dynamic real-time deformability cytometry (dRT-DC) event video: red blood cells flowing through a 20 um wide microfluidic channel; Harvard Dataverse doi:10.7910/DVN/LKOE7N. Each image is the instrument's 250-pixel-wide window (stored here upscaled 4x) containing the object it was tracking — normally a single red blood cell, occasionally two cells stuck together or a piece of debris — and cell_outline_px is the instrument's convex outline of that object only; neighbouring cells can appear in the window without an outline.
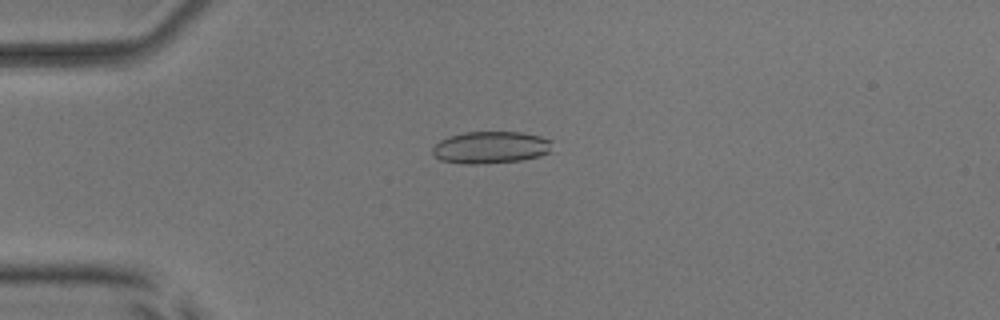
{"species": "common noctule bat (a hibernating species)", "species_latin": "Nyctalus noctula", "temperature_condition": "room temperature", "stored_images_in_passage": 54, "camera_frame_rate_fps": 3000, "um_per_image_px": 0.085, "animal": {"sex": "male", "body_mass_g": 17.9, "forearm_length_mm": 54.2}, "frame": {"image": 1, "passage_image": 14, "time_ms": 4.333, "image_size_px": [1000, 320], "cell_outline_px": [[552, 152], [540, 156], [520, 160], [476, 164], [464, 164], [440, 160], [432, 156], [432, 148], [440, 140], [448, 136], [464, 132], [520, 132], [540, 136], [552, 140]], "centroid_in_image_um": [41.71, 12.53], "position_along_channel_um": 43.3, "area_um2": 22.6}}
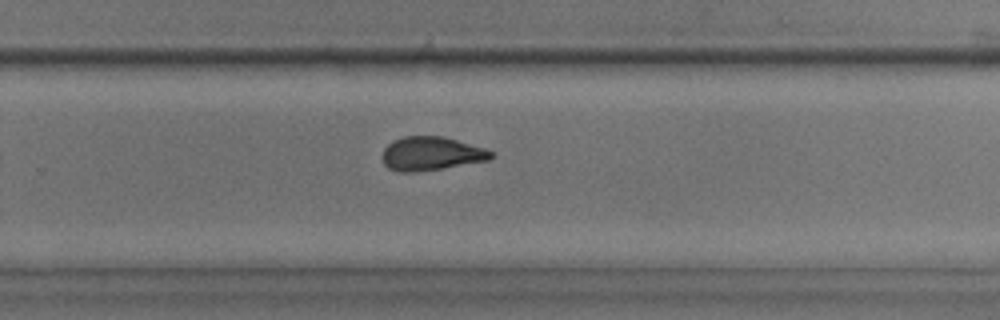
{"frame": {"image": 2, "passage_image": 36, "time_ms": 11.667, "image_size_px": [1000, 320], "cell_outline_px": [[496, 156], [488, 160], [444, 168], [416, 172], [400, 172], [388, 168], [384, 164], [380, 156], [384, 148], [392, 140], [404, 136], [444, 136], [484, 148], [496, 152]], "centroid_in_image_um": [36.64, 13.06], "position_along_channel_um": 293.2, "area_um2": 21.68}}
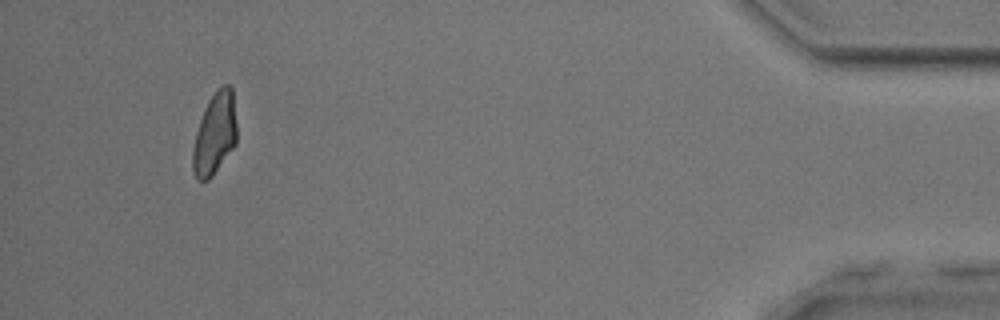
{"frame": {"image": 3, "passage_image": 51, "time_ms": 16.667, "image_size_px": [1000, 320], "cell_outline_px": [[236, 144], [212, 176], [208, 180], [196, 180], [192, 168], [192, 148], [196, 132], [204, 108], [208, 100], [216, 88], [224, 84], [228, 84], [232, 88], [236, 124]], "centroid_in_image_um": [18.24, 11.36], "position_along_channel_um": 417.0, "area_um2": 21.15}, "authors_computed_cell_mechanics": {"area_um2": 22.3686, "velocity_mm_per_s": 3.8083, "shape_relaxation_time_tau1_ms": 7.3293, "shape_relaxation_time_tau2_ms": 2.4073, "deformation_change_tau1": 0.162, "deformation_change_tau2": 0.0961}}